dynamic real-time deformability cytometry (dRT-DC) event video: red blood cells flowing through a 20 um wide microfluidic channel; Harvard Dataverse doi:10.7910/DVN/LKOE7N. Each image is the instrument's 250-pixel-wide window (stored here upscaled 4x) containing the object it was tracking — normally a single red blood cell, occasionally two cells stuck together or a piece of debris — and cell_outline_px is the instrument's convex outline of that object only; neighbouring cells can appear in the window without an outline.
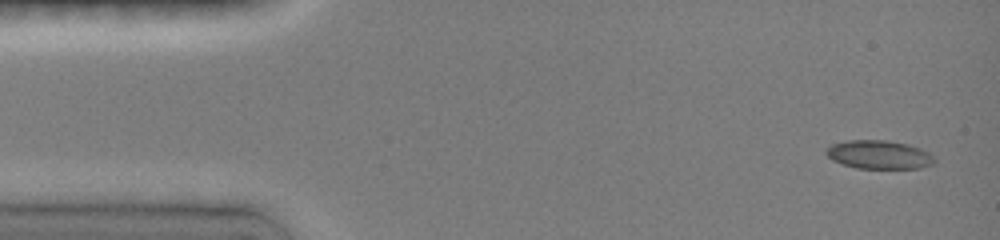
{"species": "common noctule bat (a hibernating species)", "species_latin": "Nyctalus noctula", "temperature_condition": "room temperature", "stored_images_in_passage": 10, "camera_frame_rate_fps": 3000, "um_per_image_px": 0.085, "animal": {"sex": "female", "body_mass_g": 19.0, "forearm_length_mm": 51.5}, "frame": {"image": 1, "passage_image": 1, "time_ms": 0.0, "image_size_px": [1000, 240], "cell_outline_px": [[936, 160], [932, 164], [920, 168], [856, 168], [832, 160], [824, 152], [832, 144], [848, 140], [888, 140], [908, 144], [920, 148], [928, 152]], "centroid_in_image_um": [74.72, 13.14], "position_along_channel_um": 10.3, "area_um2": 17.92}}
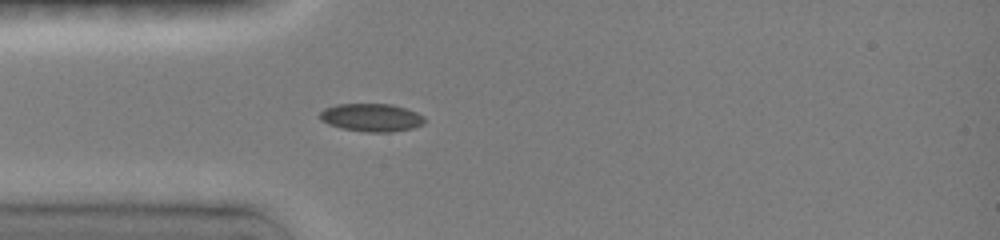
{"frame": {"image": 2, "passage_image": 5, "time_ms": 3.667, "image_size_px": [1000, 240], "cell_outline_px": [[428, 120], [424, 124], [412, 128], [392, 132], [368, 132], [340, 128], [328, 124], [320, 120], [320, 112], [324, 108], [336, 104], [392, 104], [416, 112], [424, 116]], "centroid_in_image_um": [31.59, 9.99], "position_along_channel_um": 53.4, "area_um2": 17.22}}